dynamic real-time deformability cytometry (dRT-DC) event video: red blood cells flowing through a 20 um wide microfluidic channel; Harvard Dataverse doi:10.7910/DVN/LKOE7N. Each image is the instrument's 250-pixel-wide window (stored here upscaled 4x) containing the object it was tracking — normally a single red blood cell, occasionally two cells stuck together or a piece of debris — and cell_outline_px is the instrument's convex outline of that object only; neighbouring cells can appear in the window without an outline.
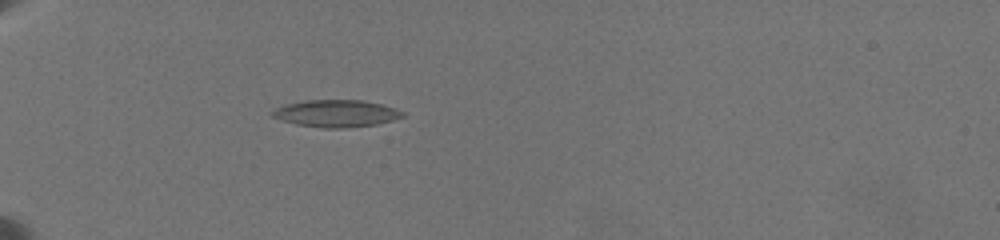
{"species": "common noctule bat (a hibernating species)", "species_latin": "Nyctalus noctula", "temperature_condition": "warm", "stored_images_in_passage": 31, "camera_frame_rate_fps": 3000, "um_per_image_px": 0.085, "animal": {"sex": "female", "body_mass_g": 19.5, "forearm_length_mm": 54.1}, "frame": {"image": 1, "passage_image": 1, "time_ms": 0.0, "image_size_px": [1000, 240], "cell_outline_px": [[404, 116], [392, 120], [376, 124], [344, 128], [324, 128], [296, 124], [272, 116], [272, 112], [276, 108], [288, 104], [308, 100], [364, 100], [380, 104], [404, 112]], "centroid_in_image_um": [28.59, 9.64], "position_along_channel_um": 56.4, "area_um2": 20.17}}
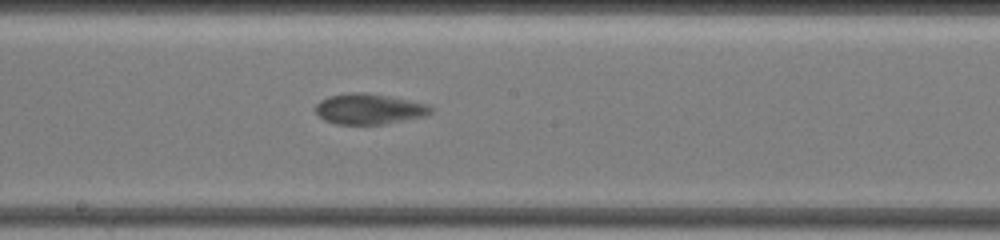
{"frame": {"image": 2, "passage_image": 15, "time_ms": 5.333, "image_size_px": [1000, 240], "cell_outline_px": [[436, 108], [432, 112], [424, 116], [384, 124], [336, 124], [324, 120], [316, 112], [316, 104], [320, 100], [328, 96], [348, 92], [364, 92], [388, 96], [428, 104]], "centroid_in_image_um": [31.38, 9.25], "position_along_channel_um": 216.8, "area_um2": 20.58}}
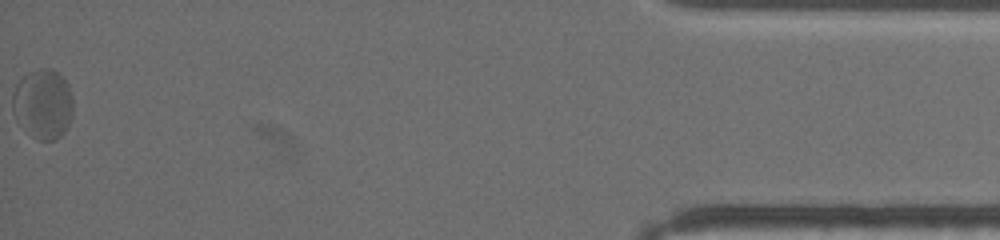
{"frame": {"image": 3, "passage_image": 31, "time_ms": 13.667, "image_size_px": [1000, 240], "cell_outline_px": [[72, 116], [68, 128], [56, 140], [40, 140], [32, 136], [16, 120], [12, 108], [12, 96], [16, 84], [28, 72], [40, 68], [52, 68], [68, 84], [72, 96]], "centroid_in_image_um": [3.65, 8.84], "position_along_channel_um": 431.5, "area_um2": 24.68}, "authors_computed_cell_mechanics": {"area_um2": 20.5768, "velocity_mm_per_s": 3.4866, "shape_relaxation_time_tau1_ms": 5.5581, "shape_relaxation_time_tau2_ms": null, "deformation_change_tau1": 0.1741, "deformation_change_tau2": null}}